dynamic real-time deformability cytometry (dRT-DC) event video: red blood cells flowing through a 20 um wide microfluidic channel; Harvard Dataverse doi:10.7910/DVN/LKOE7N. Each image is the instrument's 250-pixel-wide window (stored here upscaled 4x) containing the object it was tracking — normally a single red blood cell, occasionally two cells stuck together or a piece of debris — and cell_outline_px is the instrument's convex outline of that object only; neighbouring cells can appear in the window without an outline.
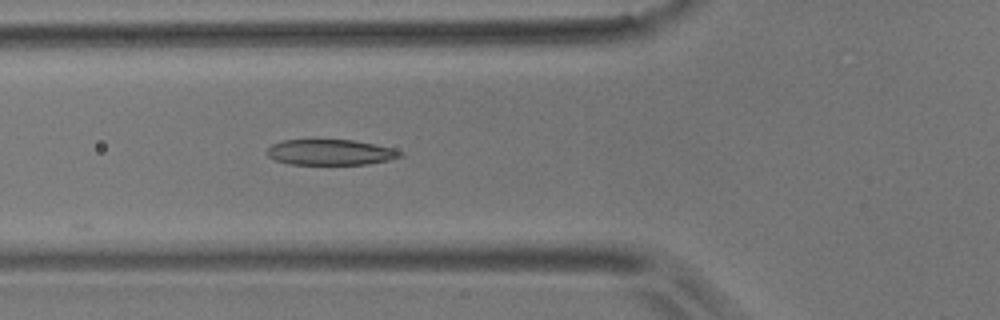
{"species": "common noctule bat (a hibernating species)", "species_latin": "Nyctalus noctula", "temperature_condition": "room temperature", "stored_images_in_passage": 16, "camera_frame_rate_fps": 3000, "um_per_image_px": 0.085, "animal": {"sex": "male", "body_mass_g": 17.9}, "frame": {"image": 1, "passage_image": 6, "time_ms": 1.667, "image_size_px": [1000, 320], "cell_outline_px": [[404, 156], [388, 160], [368, 164], [288, 164], [276, 160], [268, 156], [264, 152], [272, 144], [284, 140], [352, 140], [376, 144], [392, 148], [404, 152]], "centroid_in_image_um": [28.1, 12.94], "position_along_channel_um": 97.7, "area_um2": 19.94}}
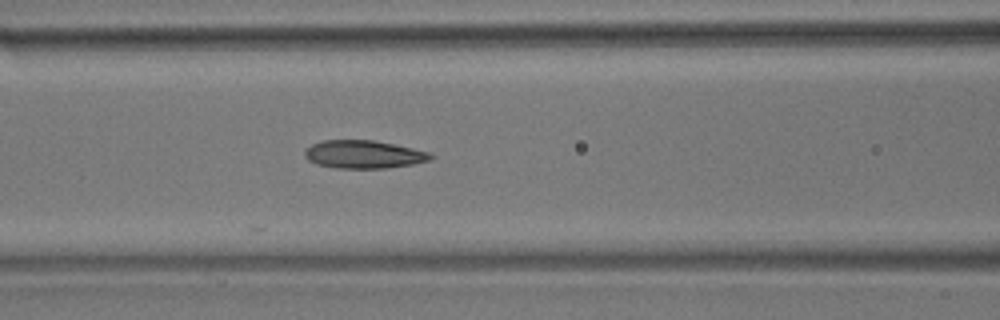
{"frame": {"image": 2, "passage_image": 9, "time_ms": 2.667, "image_size_px": [1000, 320], "cell_outline_px": [[436, 156], [428, 160], [412, 164], [388, 168], [336, 168], [316, 164], [308, 160], [304, 156], [304, 152], [312, 144], [320, 140], [372, 140], [412, 148], [428, 152]], "centroid_in_image_um": [30.88, 13.12], "position_along_channel_um": 135.7, "area_um2": 20.46}}
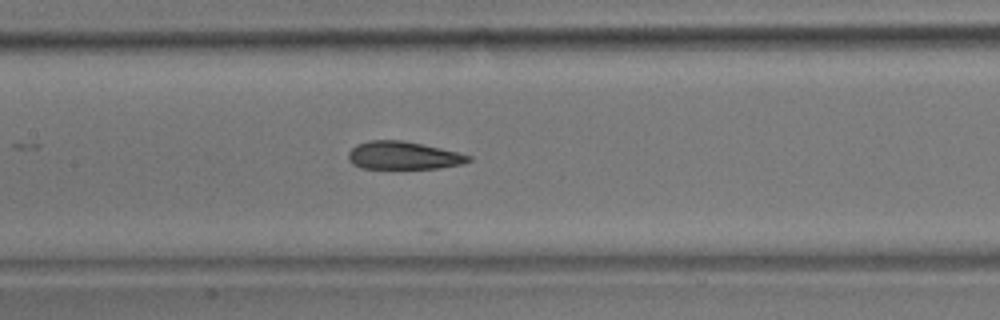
{"frame": {"image": 3, "passage_image": 12, "time_ms": 3.667, "image_size_px": [1000, 320], "cell_outline_px": [[472, 160], [460, 164], [440, 168], [360, 168], [352, 164], [348, 160], [348, 152], [356, 144], [368, 140], [400, 140], [440, 148], [472, 156]], "centroid_in_image_um": [34.23, 13.22], "position_along_channel_um": 173.2, "area_um2": 19.42}}